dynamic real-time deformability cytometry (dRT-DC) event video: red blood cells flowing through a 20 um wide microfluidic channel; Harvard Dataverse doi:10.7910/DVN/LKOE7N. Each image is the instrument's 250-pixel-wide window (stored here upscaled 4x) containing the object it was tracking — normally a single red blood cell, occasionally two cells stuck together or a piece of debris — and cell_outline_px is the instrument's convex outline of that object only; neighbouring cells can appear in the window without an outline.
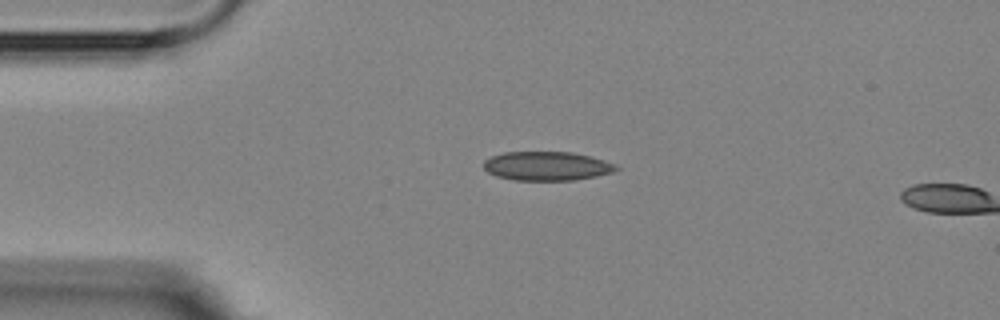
{"species": "Egyptian fruit bat (a non-hibernating species)", "species_latin": "Rousettus aegyptiacus", "temperature_condition": "room temperature", "stored_images_in_passage": 2, "camera_frame_rate_fps": 3000, "um_per_image_px": 0.085, "animal": {"sex": "female"}, "frame": {"image": 1, "passage_image": 1, "time_ms": 0.0, "image_size_px": [1000, 320], "cell_outline_px": [[620, 168], [612, 172], [596, 176], [576, 180], [512, 180], [496, 176], [488, 172], [484, 168], [484, 160], [492, 156], [504, 152], [572, 152], [604, 160], [616, 164]], "centroid_in_image_um": [46.48, 14.12], "position_along_channel_um": 38.5, "area_um2": 22.37}}